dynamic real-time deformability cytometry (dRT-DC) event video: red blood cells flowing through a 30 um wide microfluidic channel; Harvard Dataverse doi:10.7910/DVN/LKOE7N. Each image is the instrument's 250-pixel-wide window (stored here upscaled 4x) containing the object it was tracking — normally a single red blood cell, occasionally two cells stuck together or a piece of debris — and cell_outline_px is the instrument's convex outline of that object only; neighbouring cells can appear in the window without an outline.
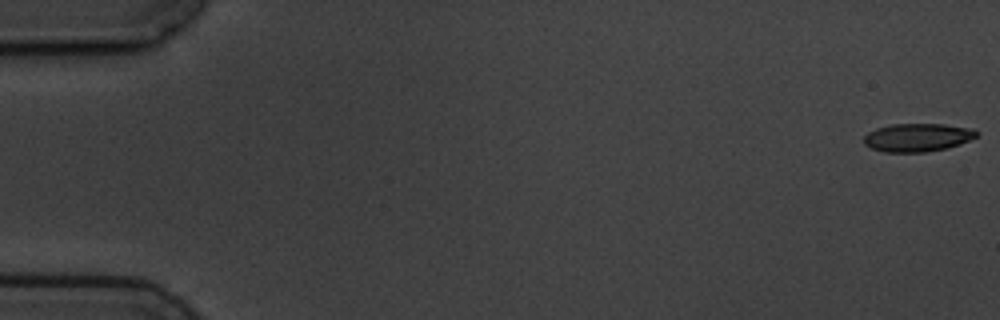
{"species": "common noctule bat (a hibernating species)", "species_latin": "Nyctalus noctula", "temperature_condition": "cold", "stored_images_in_passage": 4, "camera_frame_rate_fps": 3000, "um_per_image_px": 0.085, "animal": {"sex": "male", "body_mass_g": 19.5, "forearm_length_mm": 54.6}, "frame": {"image": 1, "passage_image": 1, "time_ms": 0.0, "image_size_px": [1000, 320], "cell_outline_px": [[976, 136], [960, 144], [948, 148], [924, 152], [884, 152], [872, 148], [864, 144], [864, 136], [868, 132], [876, 128], [892, 124], [944, 124], [972, 128], [976, 132]], "centroid_in_image_um": [77.96, 11.68], "position_along_channel_um": 7.0, "area_um2": 18.44}}